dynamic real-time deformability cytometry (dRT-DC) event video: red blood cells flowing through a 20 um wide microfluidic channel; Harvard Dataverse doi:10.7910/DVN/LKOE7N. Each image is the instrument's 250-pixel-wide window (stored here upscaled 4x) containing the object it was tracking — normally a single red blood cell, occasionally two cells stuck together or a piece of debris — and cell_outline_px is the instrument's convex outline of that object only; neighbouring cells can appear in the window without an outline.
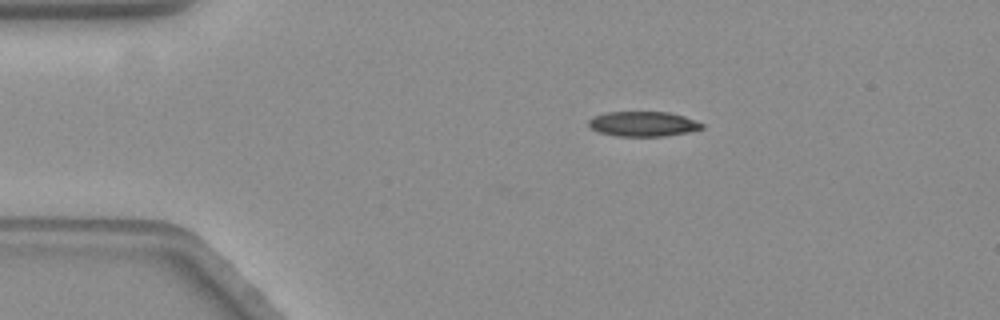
{"species": "common noctule bat (a hibernating species)", "species_latin": "Nyctalus noctula", "temperature_condition": "warm", "stored_images_in_passage": 17, "camera_frame_rate_fps": 3000, "um_per_image_px": 0.085, "animal": {"sex": "female", "body_mass_g": 19.3, "forearm_length_mm": 54.1}, "frame": {"image": 1, "passage_image": 17, "time_ms": 5.333, "image_size_px": [1000, 320], "cell_outline_px": [[704, 128], [664, 136], [616, 136], [600, 132], [592, 128], [588, 124], [588, 120], [596, 116], [608, 112], [668, 112], [684, 116], [704, 124]], "centroid_in_image_um": [54.67, 10.53], "position_along_channel_um": 30.3, "area_um2": 16.18}}